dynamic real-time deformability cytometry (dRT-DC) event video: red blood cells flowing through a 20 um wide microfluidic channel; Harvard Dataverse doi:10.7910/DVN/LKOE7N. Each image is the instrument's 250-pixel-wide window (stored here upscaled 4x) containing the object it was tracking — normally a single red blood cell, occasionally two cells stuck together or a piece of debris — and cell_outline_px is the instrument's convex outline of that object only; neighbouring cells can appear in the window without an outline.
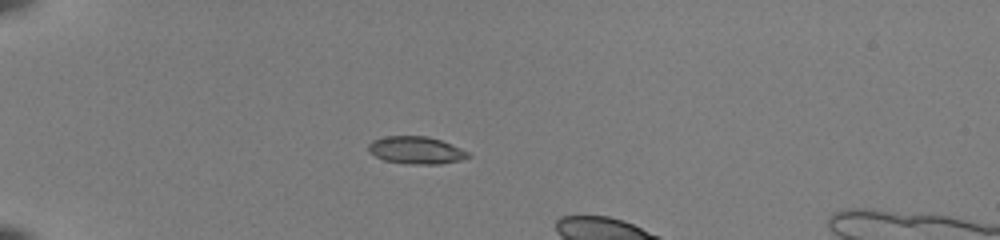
{"species": "common noctule bat (a hibernating species)", "species_latin": "Nyctalus noctula", "temperature_condition": "room temperature", "stored_images_in_passage": 16, "camera_frame_rate_fps": 3000, "um_per_image_px": 0.085, "animal": {"sex": "female", "body_mass_g": 22.0, "forearm_length_mm": 56.7}, "frame": {"image": 1, "passage_image": 10, "time_ms": 3.0, "image_size_px": [1000, 240], "cell_outline_px": [[472, 156], [460, 160], [440, 164], [412, 164], [384, 160], [376, 156], [368, 148], [368, 144], [372, 140], [384, 136], [428, 136], [440, 140], [460, 148], [468, 152]], "centroid_in_image_um": [35.37, 12.76], "position_along_channel_um": 49.6, "area_um2": 15.78}}